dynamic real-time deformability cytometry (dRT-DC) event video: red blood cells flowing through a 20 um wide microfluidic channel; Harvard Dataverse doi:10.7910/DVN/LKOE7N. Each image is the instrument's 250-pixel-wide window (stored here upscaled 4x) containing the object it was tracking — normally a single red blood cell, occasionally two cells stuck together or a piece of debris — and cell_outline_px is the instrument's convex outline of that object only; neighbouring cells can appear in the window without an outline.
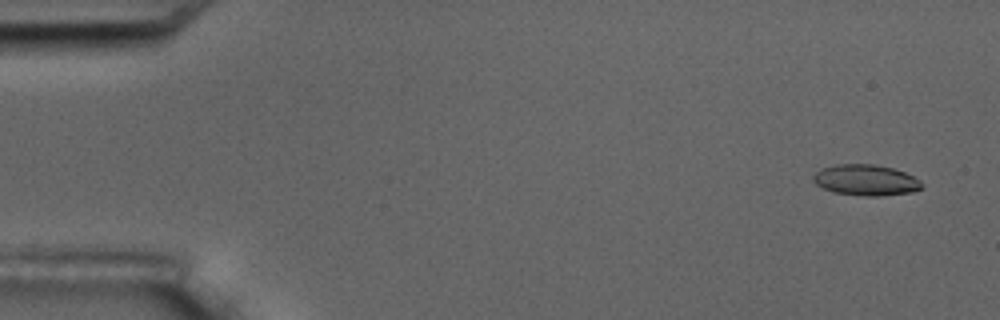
{"species": "common noctule bat (a hibernating species)", "species_latin": "Nyctalus noctula", "temperature_condition": "room temperature", "stored_images_in_passage": 5, "camera_frame_rate_fps": 3000, "um_per_image_px": 0.085, "animal": {"sex": "male", "body_mass_g": 17.5, "forearm_length_mm": 52.3}, "frame": {"image": 1, "passage_image": 1, "time_ms": 0.0, "image_size_px": [1000, 320], "cell_outline_px": [[924, 188], [912, 192], [880, 196], [864, 196], [832, 192], [816, 184], [812, 180], [812, 176], [820, 168], [836, 164], [872, 164], [892, 168], [904, 172], [920, 180], [924, 184]], "centroid_in_image_um": [73.59, 15.31], "position_along_channel_um": 11.4, "area_um2": 19.71}}
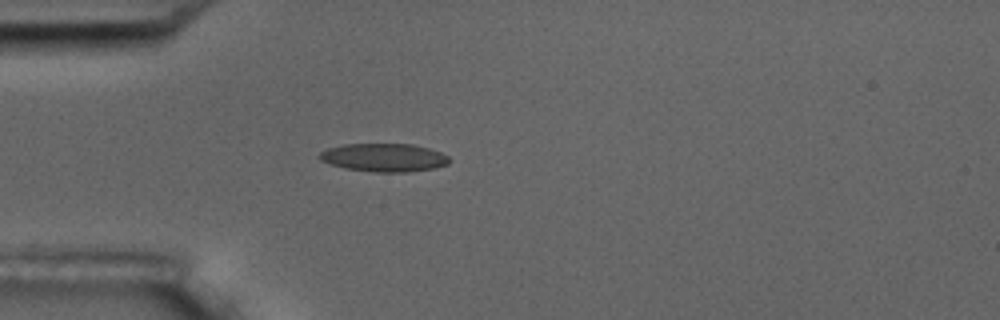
{"frame": {"image": 2, "passage_image": 5, "time_ms": 4.333, "image_size_px": [1000, 320], "cell_outline_px": [[448, 164], [432, 168], [408, 172], [376, 172], [344, 168], [320, 160], [320, 152], [328, 148], [344, 144], [412, 144], [428, 148], [440, 152], [448, 156]], "centroid_in_image_um": [32.63, 13.39], "position_along_channel_um": 52.4, "area_um2": 21.1}}